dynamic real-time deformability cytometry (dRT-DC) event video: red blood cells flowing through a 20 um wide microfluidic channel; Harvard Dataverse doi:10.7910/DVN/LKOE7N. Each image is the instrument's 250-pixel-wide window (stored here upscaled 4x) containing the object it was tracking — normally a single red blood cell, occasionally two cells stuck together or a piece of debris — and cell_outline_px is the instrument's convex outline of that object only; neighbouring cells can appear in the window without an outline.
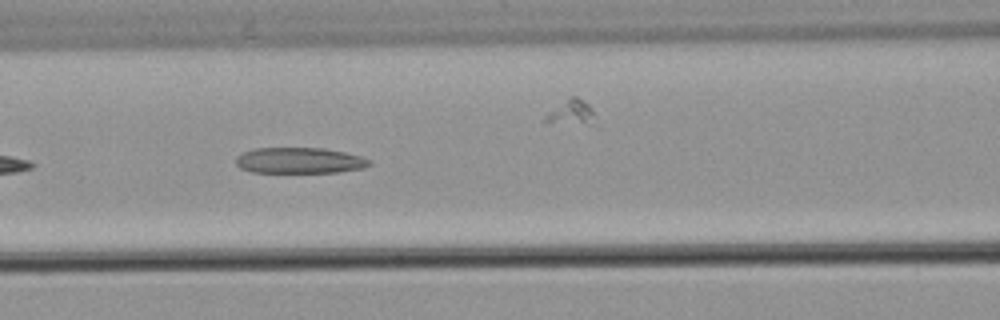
{"species": "common noctule bat (a hibernating species)", "species_latin": "Nyctalus noctula", "temperature_condition": "warm", "stored_images_in_passage": 8, "camera_frame_rate_fps": 3000, "um_per_image_px": 0.085, "animal": {"sex": "male", "body_mass_g": 21.5, "forearm_length_mm": 52.0}, "frame": {"image": 1, "passage_image": 5, "time_ms": 6.0, "image_size_px": [1000, 320], "cell_outline_px": [[372, 164], [364, 168], [336, 172], [252, 172], [240, 168], [236, 164], [236, 156], [244, 152], [256, 148], [324, 148], [344, 152], [360, 156], [368, 160]], "centroid_in_image_um": [25.44, 13.64], "position_along_channel_um": 141.2, "area_um2": 20.0}}